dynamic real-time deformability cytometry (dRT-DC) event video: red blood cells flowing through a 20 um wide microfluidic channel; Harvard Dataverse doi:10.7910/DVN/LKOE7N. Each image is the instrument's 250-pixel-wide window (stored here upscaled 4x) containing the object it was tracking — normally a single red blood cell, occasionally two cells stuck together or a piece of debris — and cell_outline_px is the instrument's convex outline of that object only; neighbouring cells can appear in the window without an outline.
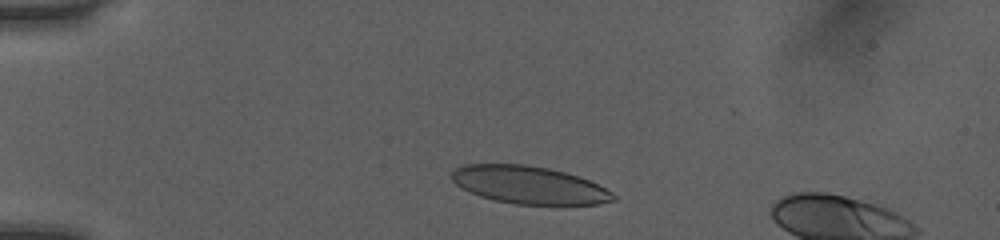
{"species": "human", "species_latin": "Homo sapiens", "temperature_condition": "room temperature", "stored_images_in_passage": 38, "camera_frame_rate_fps": 3000, "um_per_image_px": 0.085, "donor": {"sex": "female"}, "frame": {"image": 1, "passage_image": 2, "time_ms": 0.333, "image_size_px": [1000, 240], "cell_outline_px": [[616, 200], [600, 204], [516, 204], [492, 200], [480, 196], [456, 184], [452, 180], [452, 172], [456, 168], [464, 164], [524, 164], [548, 168], [580, 176], [612, 192], [616, 196]], "centroid_in_image_um": [44.98, 15.72], "position_along_channel_um": 40.0, "area_um2": 35.26}}
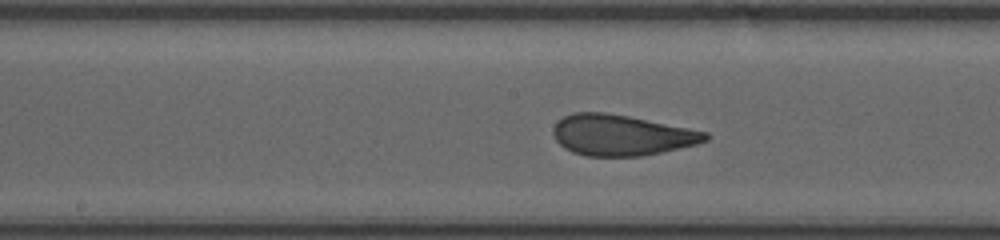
{"frame": {"image": 2, "passage_image": 17, "time_ms": 5.333, "image_size_px": [1000, 240], "cell_outline_px": [[712, 136], [708, 140], [696, 144], [660, 152], [640, 156], [588, 156], [572, 152], [564, 148], [556, 140], [552, 132], [552, 128], [564, 116], [572, 112], [604, 112], [628, 116], [708, 132]], "centroid_in_image_um": [52.8, 11.48], "position_along_channel_um": 195.4, "area_um2": 36.01}}
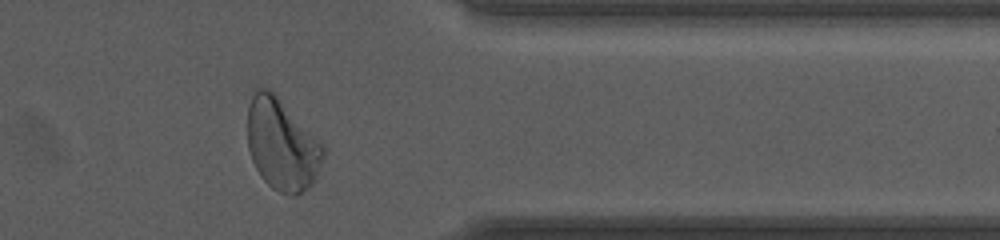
{"frame": {"image": 3, "passage_image": 32, "time_ms": 10.333, "image_size_px": [1000, 240], "cell_outline_px": [[324, 156], [316, 176], [312, 184], [308, 188], [296, 196], [292, 196], [280, 192], [272, 188], [260, 176], [252, 160], [248, 148], [248, 104], [256, 88], [268, 88], [324, 144]], "centroid_in_image_um": [23.96, 12.32], "position_along_channel_um": 387.4, "area_um2": 40.11}, "authors_computed_cell_mechanics": {"area_um2": 36.703, "velocity_mm_per_s": 4.0307, "shape_relaxation_time_tau1_ms": 8.1276, "shape_relaxation_time_tau2_ms": null, "deformation_change_tau1": 0.2378, "deformation_change_tau2": null}}